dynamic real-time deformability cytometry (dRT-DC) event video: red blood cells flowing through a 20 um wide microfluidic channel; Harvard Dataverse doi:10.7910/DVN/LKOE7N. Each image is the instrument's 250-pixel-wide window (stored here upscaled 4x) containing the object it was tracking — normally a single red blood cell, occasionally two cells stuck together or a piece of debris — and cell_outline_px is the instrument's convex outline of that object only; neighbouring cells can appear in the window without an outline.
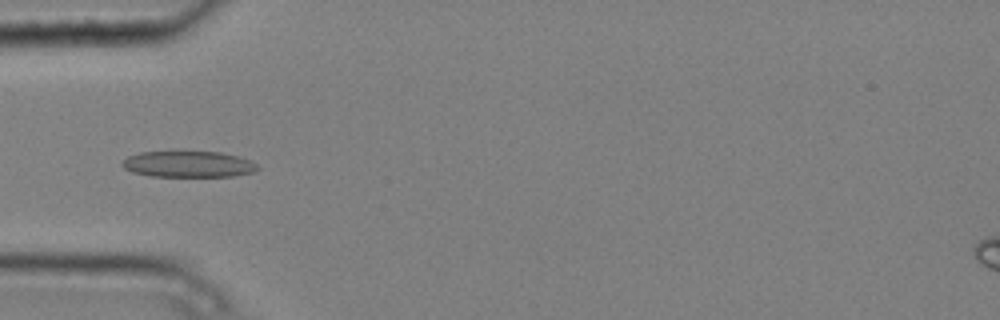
{"species": "common noctule bat (a hibernating species)", "species_latin": "Nyctalus noctula", "temperature_condition": "cold", "stored_images_in_passage": 5, "camera_frame_rate_fps": 3000, "um_per_image_px": 0.085, "animal": {"sex": "male", "body_mass_g": 20.4}, "frame": {"image": 1, "passage_image": 4, "time_ms": 1.0, "image_size_px": [1000, 320], "cell_outline_px": [[260, 168], [256, 172], [232, 176], [152, 176], [132, 172], [124, 168], [120, 164], [128, 156], [140, 152], [172, 148], [220, 152], [236, 156], [248, 160], [256, 164]], "centroid_in_image_um": [15.95, 13.9], "position_along_channel_um": 69.0, "area_um2": 21.62}}
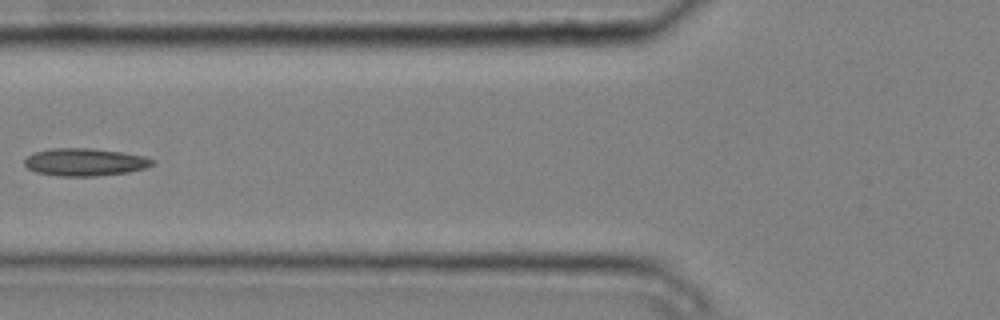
{"frame": {"image": 2, "passage_image": 5, "time_ms": 1.333, "image_size_px": [1000, 320], "cell_outline_px": [[156, 160], [148, 168], [128, 172], [96, 176], [60, 176], [36, 172], [28, 168], [24, 164], [24, 160], [32, 152], [52, 148], [92, 148], [124, 152], [144, 156]], "centroid_in_image_um": [7.23, 13.77], "position_along_channel_um": 118.6, "area_um2": 20.75}}